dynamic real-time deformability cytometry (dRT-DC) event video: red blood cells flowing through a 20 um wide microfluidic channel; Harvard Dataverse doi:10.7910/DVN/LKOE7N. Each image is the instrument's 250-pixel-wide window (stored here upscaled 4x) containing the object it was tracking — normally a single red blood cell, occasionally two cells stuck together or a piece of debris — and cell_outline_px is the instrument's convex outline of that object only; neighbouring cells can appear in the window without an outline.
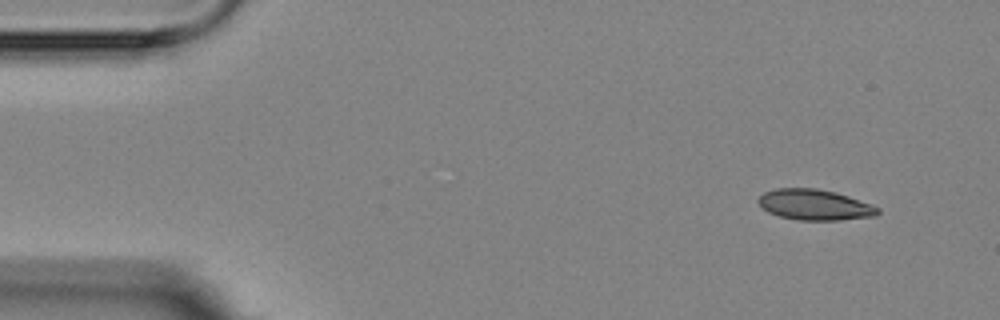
{"species": "Egyptian fruit bat (a non-hibernating species)", "species_latin": "Rousettus aegyptiacus", "temperature_condition": "room temperature", "stored_images_in_passage": 5, "camera_frame_rate_fps": 3000, "um_per_image_px": 0.085, "animal": {"sex": "female"}, "frame": {"image": 1, "passage_image": 1, "time_ms": 0.0, "image_size_px": [1000, 320], "cell_outline_px": [[880, 212], [876, 216], [840, 220], [796, 220], [780, 216], [768, 212], [756, 200], [764, 192], [776, 188], [816, 188], [836, 192], [872, 204], [880, 208]], "centroid_in_image_um": [69.27, 17.4], "position_along_channel_um": 15.7, "area_um2": 21.44}}
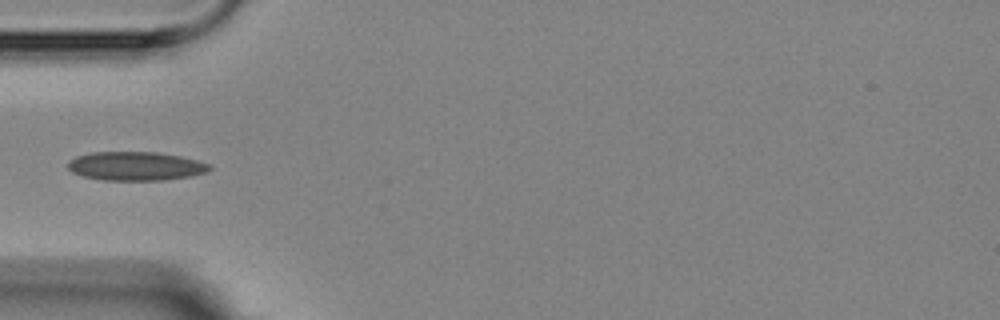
{"frame": {"image": 2, "passage_image": 4, "time_ms": 4.333, "image_size_px": [1000, 320], "cell_outline_px": [[212, 168], [208, 172], [192, 176], [164, 180], [104, 180], [84, 176], [72, 172], [68, 168], [68, 160], [76, 156], [92, 152], [156, 152], [180, 156], [212, 164]], "centroid_in_image_um": [11.56, 14.12], "position_along_channel_um": 73.4, "area_um2": 23.87}}
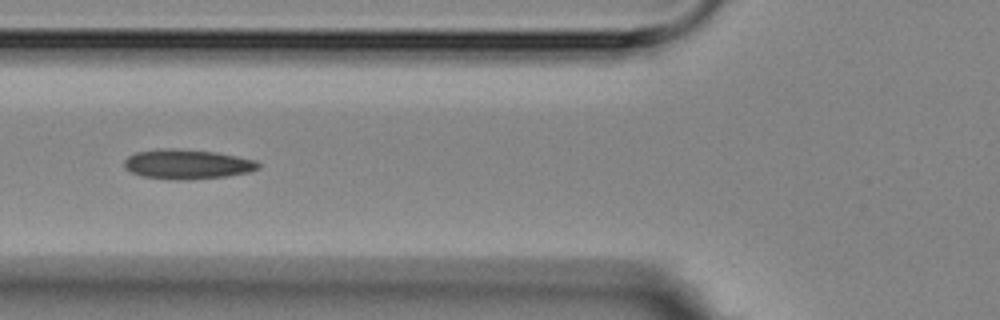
{"frame": {"image": 3, "passage_image": 5, "time_ms": 5.333, "image_size_px": [1000, 320], "cell_outline_px": [[260, 168], [248, 172], [224, 176], [188, 180], [180, 180], [144, 176], [132, 172], [124, 168], [124, 160], [128, 156], [136, 152], [160, 148], [172, 148], [216, 152], [256, 160], [260, 164]], "centroid_in_image_um": [15.9, 13.95], "position_along_channel_um": 109.9, "area_um2": 23.06}}